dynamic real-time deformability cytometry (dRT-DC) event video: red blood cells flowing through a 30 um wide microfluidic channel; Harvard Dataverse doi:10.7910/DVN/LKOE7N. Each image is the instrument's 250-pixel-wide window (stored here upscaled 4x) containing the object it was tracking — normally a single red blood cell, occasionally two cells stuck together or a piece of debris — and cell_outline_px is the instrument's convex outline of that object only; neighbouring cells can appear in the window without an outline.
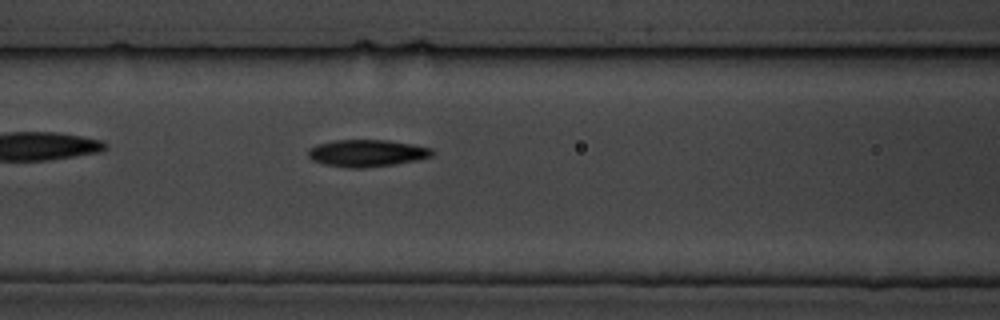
{"species": "common noctule bat (a hibernating species)", "species_latin": "Nyctalus noctula", "temperature_condition": "cold", "stored_images_in_passage": 8, "camera_frame_rate_fps": 3000, "um_per_image_px": 0.085, "animal": {"sex": "male", "body_mass_g": 19.5, "forearm_length_mm": 54.6}, "frame": {"image": 1, "passage_image": 8, "time_ms": 9.0, "image_size_px": [1000, 320], "cell_outline_px": [[436, 152], [432, 156], [416, 160], [396, 164], [364, 168], [348, 168], [324, 164], [312, 160], [308, 156], [308, 148], [316, 144], [332, 140], [388, 140], [412, 144], [432, 148]], "centroid_in_image_um": [31.18, 13.01], "position_along_channel_um": 135.4, "area_um2": 19.77}}